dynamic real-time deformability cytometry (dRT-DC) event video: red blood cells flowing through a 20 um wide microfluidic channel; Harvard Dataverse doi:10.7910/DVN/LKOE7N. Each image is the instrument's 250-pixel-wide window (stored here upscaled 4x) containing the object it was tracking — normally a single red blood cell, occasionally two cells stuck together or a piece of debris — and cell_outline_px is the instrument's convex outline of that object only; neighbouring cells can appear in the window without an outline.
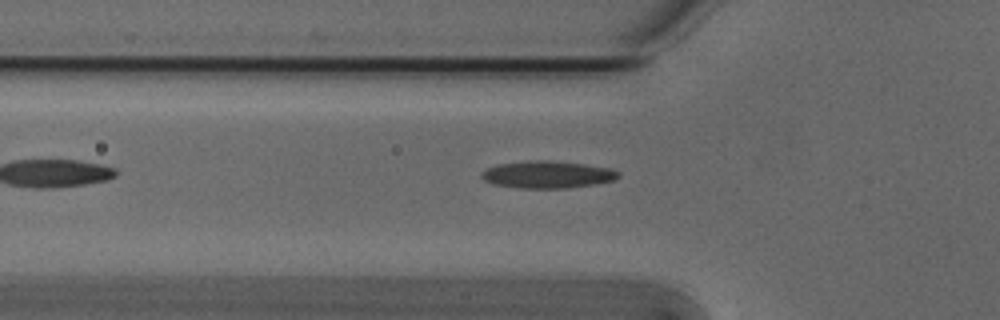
{"species": "Egyptian fruit bat (a non-hibernating species)", "species_latin": "Rousettus aegyptiacus", "temperature_condition": "cold", "stored_images_in_passage": 5, "camera_frame_rate_fps": 3000, "um_per_image_px": 0.085, "animal": {"sex": "male"}, "frame": {"image": 1, "passage_image": 4, "time_ms": 1.0, "image_size_px": [1000, 320], "cell_outline_px": [[620, 176], [616, 180], [568, 188], [520, 188], [492, 184], [484, 180], [480, 176], [488, 168], [496, 164], [528, 160], [552, 160], [584, 164], [612, 168], [620, 172]], "centroid_in_image_um": [46.55, 14.83], "position_along_channel_um": 79.2, "area_um2": 21.85}}
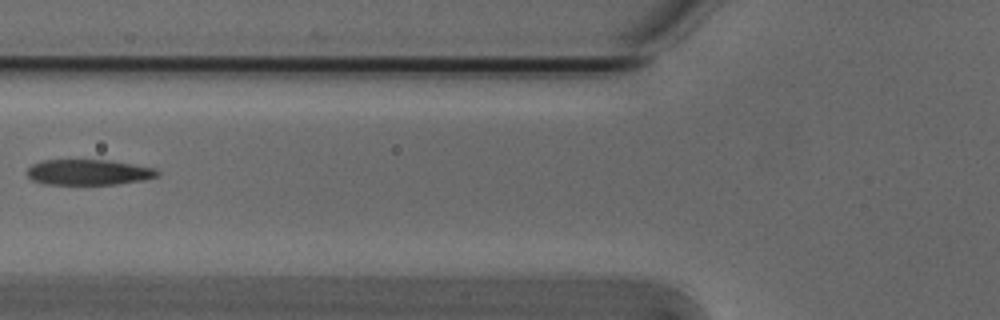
{"frame": {"image": 2, "passage_image": 5, "time_ms": 1.333, "image_size_px": [1000, 320], "cell_outline_px": [[160, 176], [144, 180], [116, 184], [44, 184], [32, 180], [28, 176], [28, 168], [32, 164], [44, 160], [112, 160], [156, 168], [160, 172]], "centroid_in_image_um": [7.58, 14.63], "position_along_channel_um": 118.2, "area_um2": 19.54}}